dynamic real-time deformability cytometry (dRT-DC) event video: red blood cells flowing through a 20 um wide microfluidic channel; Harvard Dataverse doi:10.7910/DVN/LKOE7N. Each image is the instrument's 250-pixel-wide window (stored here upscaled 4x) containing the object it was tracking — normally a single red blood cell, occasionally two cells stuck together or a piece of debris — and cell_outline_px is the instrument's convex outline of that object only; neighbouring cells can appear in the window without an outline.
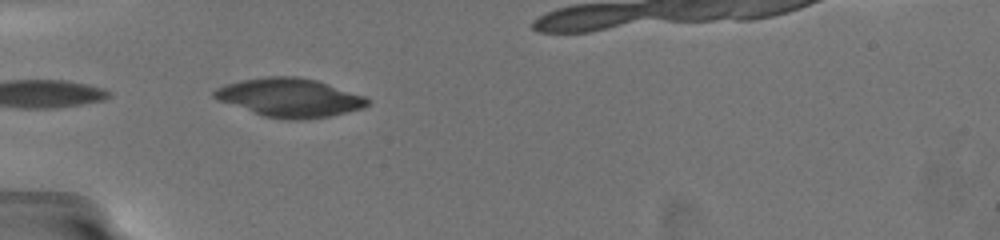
{"species": "common noctule bat (a hibernating species)", "species_latin": "Nyctalus noctula", "temperature_condition": "warm", "stored_images_in_passage": 9, "camera_frame_rate_fps": 3000, "um_per_image_px": 0.085, "animal": {"sex": "female", "body_mass_g": 19.5, "forearm_length_mm": 54.1}, "frame": {"image": 1, "passage_image": 1, "time_ms": 0.0, "image_size_px": [1000, 240], "cell_outline_px": [[368, 104], [364, 108], [332, 116], [308, 120], [280, 120], [264, 116], [220, 100], [212, 96], [212, 92], [216, 88], [228, 84], [244, 80], [264, 76], [296, 76], [316, 80], [364, 96], [368, 100]], "centroid_in_image_um": [24.65, 8.31], "position_along_channel_um": 60.3, "area_um2": 34.33}}